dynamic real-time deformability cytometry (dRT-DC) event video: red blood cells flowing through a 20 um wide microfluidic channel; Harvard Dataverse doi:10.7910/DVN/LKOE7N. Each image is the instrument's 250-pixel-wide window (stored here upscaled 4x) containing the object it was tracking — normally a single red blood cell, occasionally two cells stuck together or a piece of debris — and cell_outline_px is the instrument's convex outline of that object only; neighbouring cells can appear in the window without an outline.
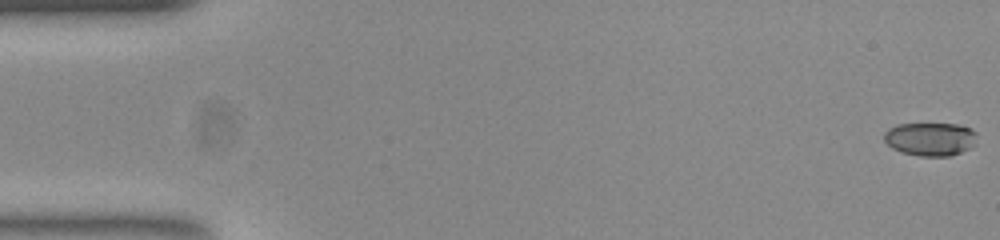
{"species": "common noctule bat (a hibernating species)", "species_latin": "Nyctalus noctula", "temperature_condition": "room temperature", "stored_images_in_passage": 53, "camera_frame_rate_fps": 3000, "um_per_image_px": 0.085, "animal": {"sex": "female", "body_mass_g": 23.0, "forearm_length_mm": 53.4}, "frame": {"image": 1, "passage_image": 1, "time_ms": 0.0, "image_size_px": [1000, 240], "cell_outline_px": [[976, 144], [972, 148], [948, 156], [920, 156], [900, 152], [892, 148], [884, 140], [884, 132], [888, 128], [896, 124], [956, 124], [972, 128], [976, 132]], "centroid_in_image_um": [79.09, 11.81], "position_along_channel_um": 5.9, "area_um2": 18.26}}
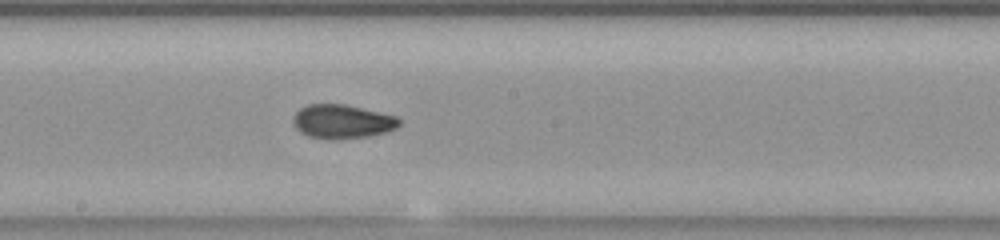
{"frame": {"image": 2, "passage_image": 29, "time_ms": 9.333, "image_size_px": [1000, 240], "cell_outline_px": [[400, 124], [396, 128], [384, 132], [368, 136], [340, 140], [332, 140], [308, 136], [300, 132], [292, 124], [292, 116], [300, 108], [308, 104], [344, 104], [380, 112], [396, 116], [400, 120]], "centroid_in_image_um": [29.05, 10.34], "position_along_channel_um": 219.2, "area_um2": 21.15}}
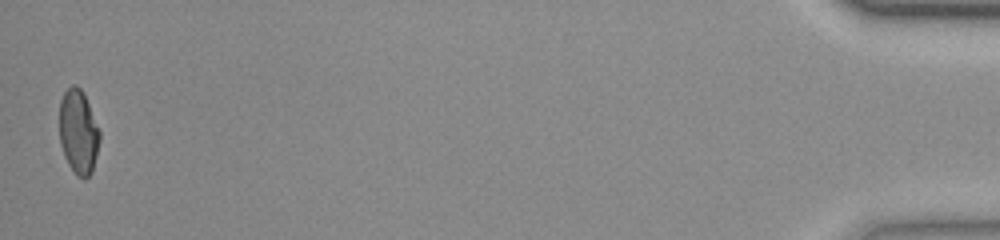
{"frame": {"image": 3, "passage_image": 53, "time_ms": 17.333, "image_size_px": [1000, 240], "cell_outline_px": [[100, 140], [92, 172], [84, 180], [76, 176], [68, 164], [64, 156], [60, 144], [60, 100], [64, 92], [72, 84], [76, 84], [84, 92], [100, 132]], "centroid_in_image_um": [6.66, 11.22], "position_along_channel_um": 428.5, "area_um2": 19.94}, "authors_computed_cell_mechanics": {"area_um2": 20.1722, "velocity_mm_per_s": 3.8583, "shape_relaxation_time_tau1_ms": 7.5131, "shape_relaxation_time_tau2_ms": 1.5832, "deformation_change_tau1": 0.2051, "deformation_change_tau2": 0.0668}}